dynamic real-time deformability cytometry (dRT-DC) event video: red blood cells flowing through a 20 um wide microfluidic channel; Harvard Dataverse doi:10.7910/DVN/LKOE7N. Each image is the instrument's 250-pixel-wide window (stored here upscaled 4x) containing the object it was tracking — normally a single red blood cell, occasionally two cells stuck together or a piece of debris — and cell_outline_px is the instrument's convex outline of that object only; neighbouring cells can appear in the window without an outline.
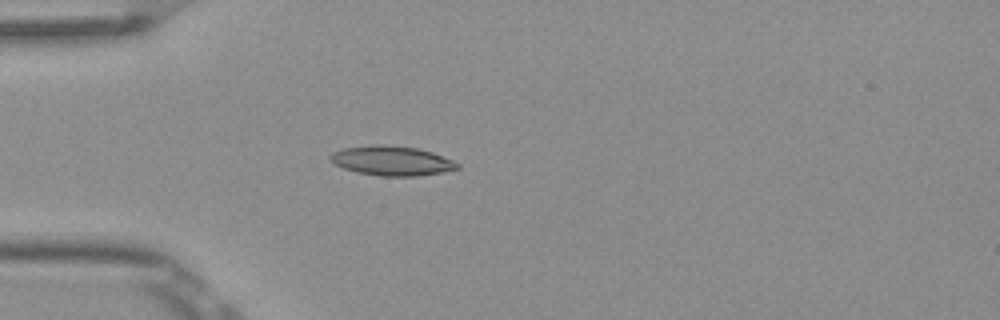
{"species": "Egyptian fruit bat (a non-hibernating species)", "species_latin": "Rousettus aegyptiacus", "temperature_condition": "room temperature", "stored_images_in_passage": 5, "camera_frame_rate_fps": 3000, "um_per_image_px": 0.085, "frame": {"image": 1, "passage_image": 5, "time_ms": 1.333, "image_size_px": [1000, 320], "cell_outline_px": [[460, 168], [440, 172], [416, 176], [380, 176], [356, 172], [344, 168], [328, 160], [328, 156], [332, 152], [344, 148], [372, 144], [384, 144], [416, 148], [432, 152], [452, 160], [460, 164]], "centroid_in_image_um": [33.26, 13.65], "position_along_channel_um": 51.7, "area_um2": 21.91}}